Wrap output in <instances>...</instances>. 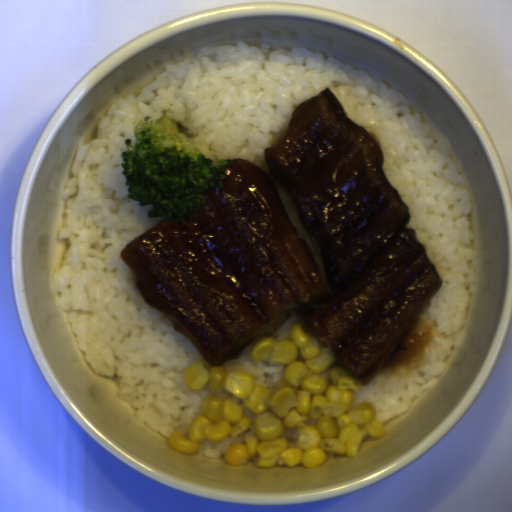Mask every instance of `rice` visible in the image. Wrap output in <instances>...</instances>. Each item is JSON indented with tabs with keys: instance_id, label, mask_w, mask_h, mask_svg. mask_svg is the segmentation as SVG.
<instances>
[{
	"instance_id": "rice-1",
	"label": "rice",
	"mask_w": 512,
	"mask_h": 512,
	"mask_svg": "<svg viewBox=\"0 0 512 512\" xmlns=\"http://www.w3.org/2000/svg\"><path fill=\"white\" fill-rule=\"evenodd\" d=\"M164 69L139 95L111 102L95 140L79 139L62 192L65 227L57 239H67L68 248L52 291L60 294L55 305L69 311V327L91 371L119 376L120 399L168 438L188 435L211 393L208 383L202 390L186 384V369L205 358L168 316L146 303L121 257L126 245L165 220L148 216L153 204L140 206L127 195L122 153L127 140L135 144L136 124L168 117L187 136V147L206 159H238L269 174L265 151L280 145L297 106L327 88L378 144L384 173L409 210L405 228L415 230L442 281L387 363L351 390L349 406L372 403L382 424L407 412L446 368L474 279L472 203L446 136L423 123L419 111L412 114L413 100L365 67L304 46H206L193 61Z\"/></svg>"
},
{
	"instance_id": "rice-2",
	"label": "rice",
	"mask_w": 512,
	"mask_h": 512,
	"mask_svg": "<svg viewBox=\"0 0 512 512\" xmlns=\"http://www.w3.org/2000/svg\"><path fill=\"white\" fill-rule=\"evenodd\" d=\"M256 341V340H255ZM250 342L244 349L239 359L226 361L223 365L229 371H245L251 375L255 385H262L267 388L269 393L275 391L278 381L285 373V363H273L270 357L255 361L250 349L255 342Z\"/></svg>"
},
{
	"instance_id": "rice-3",
	"label": "rice",
	"mask_w": 512,
	"mask_h": 512,
	"mask_svg": "<svg viewBox=\"0 0 512 512\" xmlns=\"http://www.w3.org/2000/svg\"><path fill=\"white\" fill-rule=\"evenodd\" d=\"M251 432V429L245 430L242 434L237 436L227 435L221 442L219 443H211L208 439L203 440L199 443V448L196 451L199 456H208V457H223L225 456V452L227 449L233 444H241L245 443L246 437L245 435Z\"/></svg>"
},
{
	"instance_id": "rice-4",
	"label": "rice",
	"mask_w": 512,
	"mask_h": 512,
	"mask_svg": "<svg viewBox=\"0 0 512 512\" xmlns=\"http://www.w3.org/2000/svg\"><path fill=\"white\" fill-rule=\"evenodd\" d=\"M298 322H301L299 316L295 313L288 320H286L281 327L268 337L278 342H286L291 340V328Z\"/></svg>"
},
{
	"instance_id": "rice-5",
	"label": "rice",
	"mask_w": 512,
	"mask_h": 512,
	"mask_svg": "<svg viewBox=\"0 0 512 512\" xmlns=\"http://www.w3.org/2000/svg\"><path fill=\"white\" fill-rule=\"evenodd\" d=\"M337 365H339V364H338L337 360L335 359V363L333 365H331L329 369L321 372V376H323L325 378V380H327L328 383H330V384H331L332 369H333V367H335Z\"/></svg>"
}]
</instances>
